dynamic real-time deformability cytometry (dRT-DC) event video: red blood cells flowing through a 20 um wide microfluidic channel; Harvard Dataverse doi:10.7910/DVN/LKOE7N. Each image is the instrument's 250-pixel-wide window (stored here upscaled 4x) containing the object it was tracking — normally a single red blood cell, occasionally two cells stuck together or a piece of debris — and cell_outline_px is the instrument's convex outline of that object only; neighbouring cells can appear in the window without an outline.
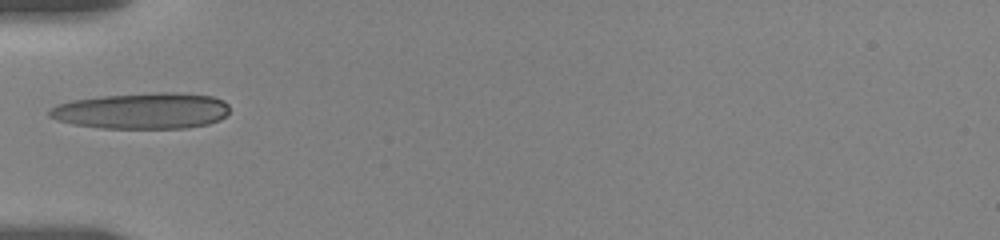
{"species": "human", "species_latin": "Homo sapiens", "temperature_condition": "room temperature", "stored_images_in_passage": 8, "camera_frame_rate_fps": 3000, "um_per_image_px": 0.085, "donor": {"sex": "female"}, "frame": {"image": 1, "passage_image": 1, "time_ms": 0.0, "image_size_px": [1000, 240], "cell_outline_px": [[228, 112], [220, 120], [208, 124], [184, 128], [100, 128], [72, 124], [56, 120], [48, 116], [48, 112], [56, 104], [72, 100], [100, 96], [160, 92], [176, 92], [212, 96], [224, 100], [228, 104]], "centroid_in_image_um": [12.07, 9.42], "position_along_channel_um": 72.9, "area_um2": 38.09}}
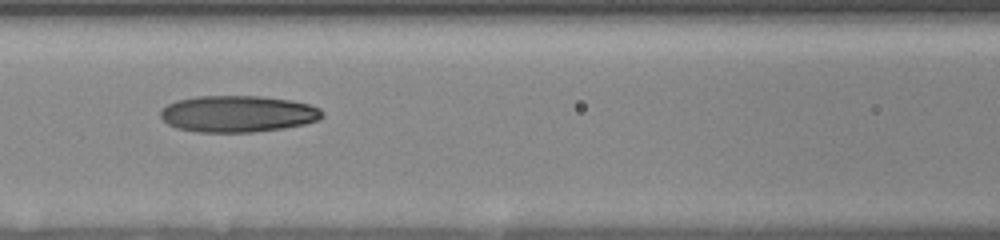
{"frame": {"image": 2, "passage_image": 5, "time_ms": 2.0, "image_size_px": [1000, 240], "cell_outline_px": [[324, 116], [320, 120], [304, 124], [284, 128], [252, 132], [196, 132], [176, 128], [168, 124], [160, 116], [160, 112], [168, 104], [176, 100], [196, 96], [264, 96], [292, 100], [308, 104], [320, 108], [324, 112]], "centroid_in_image_um": [20.24, 9.67], "position_along_channel_um": 146.4, "area_um2": 34.74}}
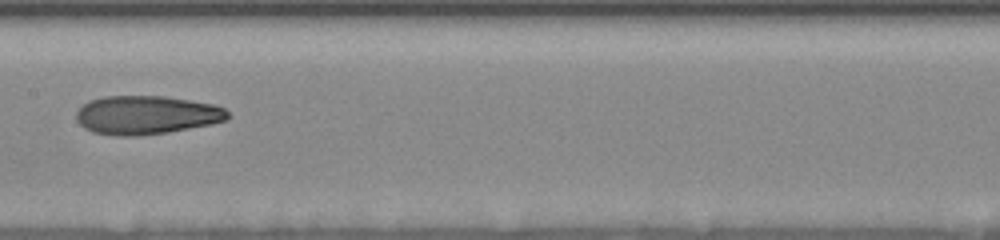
{"frame": {"image": 3, "passage_image": 7, "time_ms": 3.333, "image_size_px": [1000, 240], "cell_outline_px": [[228, 120], [212, 124], [168, 132], [136, 136], [116, 136], [92, 132], [84, 128], [76, 120], [76, 112], [88, 100], [104, 96], [164, 96], [212, 104], [224, 108], [228, 112]], "centroid_in_image_um": [12.42, 9.78], "position_along_channel_um": 195.0, "area_um2": 34.16}}